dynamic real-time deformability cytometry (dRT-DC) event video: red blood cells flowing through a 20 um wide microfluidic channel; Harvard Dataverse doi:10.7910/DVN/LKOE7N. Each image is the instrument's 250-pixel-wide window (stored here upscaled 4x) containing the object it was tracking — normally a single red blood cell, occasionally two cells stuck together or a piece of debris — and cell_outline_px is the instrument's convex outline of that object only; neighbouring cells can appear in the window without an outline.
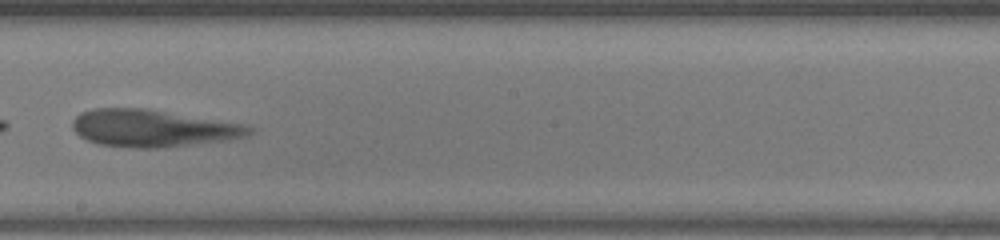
{"species": "human", "species_latin": "Homo sapiens", "temperature_condition": "warm", "stored_images_in_passage": 36, "camera_frame_rate_fps": 3000, "um_per_image_px": 0.085, "donor": {"sex": "female"}, "frame": {"image": 1, "passage_image": 15, "time_ms": 4.667, "image_size_px": [1000, 240], "cell_outline_px": [[256, 128], [248, 136], [224, 140], [164, 148], [128, 148], [100, 144], [88, 140], [80, 136], [72, 128], [72, 120], [80, 112], [92, 108], [148, 108], [248, 124]], "centroid_in_image_um": [13.02, 10.89], "position_along_channel_um": 235.2, "area_um2": 38.9}}
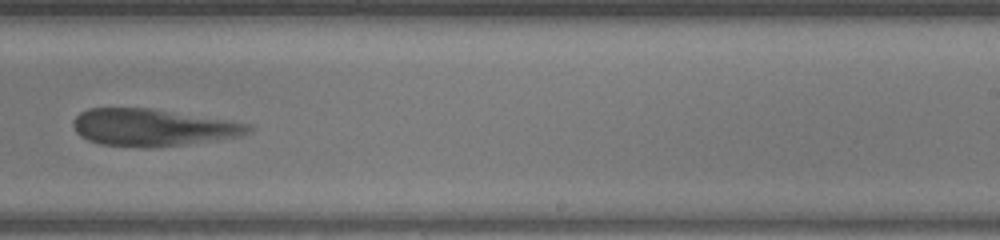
{"frame": {"image": 2, "passage_image": 18, "time_ms": 5.667, "image_size_px": [1000, 240], "cell_outline_px": [[256, 128], [252, 132], [240, 136], [184, 144], [152, 148], [144, 148], [100, 144], [88, 140], [80, 136], [76, 132], [72, 124], [72, 120], [80, 112], [88, 108], [152, 108], [228, 120], [252, 124]], "centroid_in_image_um": [12.98, 10.83], "position_along_channel_um": 276.0, "area_um2": 38.21}}
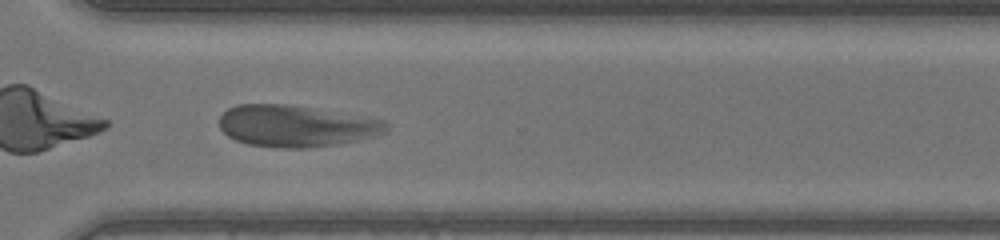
{"frame": {"image": 3, "passage_image": 23, "time_ms": 7.333, "image_size_px": [1000, 240], "cell_outline_px": [[392, 124], [380, 136], [340, 144], [308, 148], [276, 148], [248, 144], [236, 140], [228, 136], [220, 128], [220, 116], [228, 108], [236, 104], [284, 104], [384, 120]], "centroid_in_image_um": [25.18, 10.73], "position_along_channel_um": 345.4, "area_um2": 40.52}}